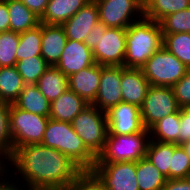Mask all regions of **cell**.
I'll return each mask as SVG.
<instances>
[{
  "mask_svg": "<svg viewBox=\"0 0 190 190\" xmlns=\"http://www.w3.org/2000/svg\"><path fill=\"white\" fill-rule=\"evenodd\" d=\"M41 93L54 101L68 89V77L56 66H49L36 83Z\"/></svg>",
  "mask_w": 190,
  "mask_h": 190,
  "instance_id": "23",
  "label": "cell"
},
{
  "mask_svg": "<svg viewBox=\"0 0 190 190\" xmlns=\"http://www.w3.org/2000/svg\"><path fill=\"white\" fill-rule=\"evenodd\" d=\"M97 38H98V29L97 24L93 26L91 31L88 33V35L85 37L84 43L93 50L94 47L97 45Z\"/></svg>",
  "mask_w": 190,
  "mask_h": 190,
  "instance_id": "43",
  "label": "cell"
},
{
  "mask_svg": "<svg viewBox=\"0 0 190 190\" xmlns=\"http://www.w3.org/2000/svg\"><path fill=\"white\" fill-rule=\"evenodd\" d=\"M141 69L150 86L172 87L185 75L188 67L162 46Z\"/></svg>",
  "mask_w": 190,
  "mask_h": 190,
  "instance_id": "7",
  "label": "cell"
},
{
  "mask_svg": "<svg viewBox=\"0 0 190 190\" xmlns=\"http://www.w3.org/2000/svg\"><path fill=\"white\" fill-rule=\"evenodd\" d=\"M121 66H101L100 84L97 96L91 104L101 111L122 102Z\"/></svg>",
  "mask_w": 190,
  "mask_h": 190,
  "instance_id": "13",
  "label": "cell"
},
{
  "mask_svg": "<svg viewBox=\"0 0 190 190\" xmlns=\"http://www.w3.org/2000/svg\"><path fill=\"white\" fill-rule=\"evenodd\" d=\"M67 40L63 25L42 23L41 56L49 65L58 63Z\"/></svg>",
  "mask_w": 190,
  "mask_h": 190,
  "instance_id": "18",
  "label": "cell"
},
{
  "mask_svg": "<svg viewBox=\"0 0 190 190\" xmlns=\"http://www.w3.org/2000/svg\"><path fill=\"white\" fill-rule=\"evenodd\" d=\"M97 45L92 50L95 63L101 66H123L126 52V28L106 27L98 21Z\"/></svg>",
  "mask_w": 190,
  "mask_h": 190,
  "instance_id": "8",
  "label": "cell"
},
{
  "mask_svg": "<svg viewBox=\"0 0 190 190\" xmlns=\"http://www.w3.org/2000/svg\"><path fill=\"white\" fill-rule=\"evenodd\" d=\"M95 64L92 50L84 43L68 39L55 65L67 77Z\"/></svg>",
  "mask_w": 190,
  "mask_h": 190,
  "instance_id": "14",
  "label": "cell"
},
{
  "mask_svg": "<svg viewBox=\"0 0 190 190\" xmlns=\"http://www.w3.org/2000/svg\"><path fill=\"white\" fill-rule=\"evenodd\" d=\"M136 179L140 190H161L167 181L146 157L136 162Z\"/></svg>",
  "mask_w": 190,
  "mask_h": 190,
  "instance_id": "25",
  "label": "cell"
},
{
  "mask_svg": "<svg viewBox=\"0 0 190 190\" xmlns=\"http://www.w3.org/2000/svg\"><path fill=\"white\" fill-rule=\"evenodd\" d=\"M120 85L123 102L141 107L150 87L142 69L121 66Z\"/></svg>",
  "mask_w": 190,
  "mask_h": 190,
  "instance_id": "16",
  "label": "cell"
},
{
  "mask_svg": "<svg viewBox=\"0 0 190 190\" xmlns=\"http://www.w3.org/2000/svg\"><path fill=\"white\" fill-rule=\"evenodd\" d=\"M11 154L12 142L9 132V104L0 102V163L4 165L11 157Z\"/></svg>",
  "mask_w": 190,
  "mask_h": 190,
  "instance_id": "33",
  "label": "cell"
},
{
  "mask_svg": "<svg viewBox=\"0 0 190 190\" xmlns=\"http://www.w3.org/2000/svg\"><path fill=\"white\" fill-rule=\"evenodd\" d=\"M180 109L171 115L160 119L148 130L151 140L175 143L179 145Z\"/></svg>",
  "mask_w": 190,
  "mask_h": 190,
  "instance_id": "26",
  "label": "cell"
},
{
  "mask_svg": "<svg viewBox=\"0 0 190 190\" xmlns=\"http://www.w3.org/2000/svg\"><path fill=\"white\" fill-rule=\"evenodd\" d=\"M4 165L2 163H0V173L4 170Z\"/></svg>",
  "mask_w": 190,
  "mask_h": 190,
  "instance_id": "46",
  "label": "cell"
},
{
  "mask_svg": "<svg viewBox=\"0 0 190 190\" xmlns=\"http://www.w3.org/2000/svg\"><path fill=\"white\" fill-rule=\"evenodd\" d=\"M101 65L95 63L68 77V89L92 104L100 84Z\"/></svg>",
  "mask_w": 190,
  "mask_h": 190,
  "instance_id": "17",
  "label": "cell"
},
{
  "mask_svg": "<svg viewBox=\"0 0 190 190\" xmlns=\"http://www.w3.org/2000/svg\"><path fill=\"white\" fill-rule=\"evenodd\" d=\"M177 104L180 108L190 107V68L185 75L172 87Z\"/></svg>",
  "mask_w": 190,
  "mask_h": 190,
  "instance_id": "37",
  "label": "cell"
},
{
  "mask_svg": "<svg viewBox=\"0 0 190 190\" xmlns=\"http://www.w3.org/2000/svg\"><path fill=\"white\" fill-rule=\"evenodd\" d=\"M160 25L162 34L190 33V8L166 16Z\"/></svg>",
  "mask_w": 190,
  "mask_h": 190,
  "instance_id": "34",
  "label": "cell"
},
{
  "mask_svg": "<svg viewBox=\"0 0 190 190\" xmlns=\"http://www.w3.org/2000/svg\"><path fill=\"white\" fill-rule=\"evenodd\" d=\"M38 17H42L46 11L49 0H20Z\"/></svg>",
  "mask_w": 190,
  "mask_h": 190,
  "instance_id": "41",
  "label": "cell"
},
{
  "mask_svg": "<svg viewBox=\"0 0 190 190\" xmlns=\"http://www.w3.org/2000/svg\"><path fill=\"white\" fill-rule=\"evenodd\" d=\"M108 133L111 135H128L141 131H149L145 128L140 107L127 102H120L106 111Z\"/></svg>",
  "mask_w": 190,
  "mask_h": 190,
  "instance_id": "12",
  "label": "cell"
},
{
  "mask_svg": "<svg viewBox=\"0 0 190 190\" xmlns=\"http://www.w3.org/2000/svg\"><path fill=\"white\" fill-rule=\"evenodd\" d=\"M150 140L149 131L128 135L108 133L104 148L96 157V163L137 162L146 156Z\"/></svg>",
  "mask_w": 190,
  "mask_h": 190,
  "instance_id": "4",
  "label": "cell"
},
{
  "mask_svg": "<svg viewBox=\"0 0 190 190\" xmlns=\"http://www.w3.org/2000/svg\"><path fill=\"white\" fill-rule=\"evenodd\" d=\"M7 0H0V33L10 31Z\"/></svg>",
  "mask_w": 190,
  "mask_h": 190,
  "instance_id": "42",
  "label": "cell"
},
{
  "mask_svg": "<svg viewBox=\"0 0 190 190\" xmlns=\"http://www.w3.org/2000/svg\"><path fill=\"white\" fill-rule=\"evenodd\" d=\"M178 145L175 143L159 142L150 140L146 152V158L156 167L159 171L169 179V167L171 166V157L174 149Z\"/></svg>",
  "mask_w": 190,
  "mask_h": 190,
  "instance_id": "27",
  "label": "cell"
},
{
  "mask_svg": "<svg viewBox=\"0 0 190 190\" xmlns=\"http://www.w3.org/2000/svg\"><path fill=\"white\" fill-rule=\"evenodd\" d=\"M179 145L190 140V107L180 108Z\"/></svg>",
  "mask_w": 190,
  "mask_h": 190,
  "instance_id": "38",
  "label": "cell"
},
{
  "mask_svg": "<svg viewBox=\"0 0 190 190\" xmlns=\"http://www.w3.org/2000/svg\"><path fill=\"white\" fill-rule=\"evenodd\" d=\"M88 105L90 104L79 95L67 89L57 99L51 102L49 118L60 122L71 123Z\"/></svg>",
  "mask_w": 190,
  "mask_h": 190,
  "instance_id": "19",
  "label": "cell"
},
{
  "mask_svg": "<svg viewBox=\"0 0 190 190\" xmlns=\"http://www.w3.org/2000/svg\"><path fill=\"white\" fill-rule=\"evenodd\" d=\"M190 8V0H152L144 8V17L156 22L180 10Z\"/></svg>",
  "mask_w": 190,
  "mask_h": 190,
  "instance_id": "28",
  "label": "cell"
},
{
  "mask_svg": "<svg viewBox=\"0 0 190 190\" xmlns=\"http://www.w3.org/2000/svg\"><path fill=\"white\" fill-rule=\"evenodd\" d=\"M180 146L184 149V152L190 159V140L183 142L182 144H180Z\"/></svg>",
  "mask_w": 190,
  "mask_h": 190,
  "instance_id": "44",
  "label": "cell"
},
{
  "mask_svg": "<svg viewBox=\"0 0 190 190\" xmlns=\"http://www.w3.org/2000/svg\"><path fill=\"white\" fill-rule=\"evenodd\" d=\"M19 43V33L5 31L0 33V67L16 66V49Z\"/></svg>",
  "mask_w": 190,
  "mask_h": 190,
  "instance_id": "32",
  "label": "cell"
},
{
  "mask_svg": "<svg viewBox=\"0 0 190 190\" xmlns=\"http://www.w3.org/2000/svg\"><path fill=\"white\" fill-rule=\"evenodd\" d=\"M5 175H8V176H5ZM10 175L12 177V174H8V172L5 170H3L0 173V190H30V189L26 188L25 186L21 185L20 183H18L17 179H15V181H14L13 178L9 177ZM7 178L9 179V181Z\"/></svg>",
  "mask_w": 190,
  "mask_h": 190,
  "instance_id": "39",
  "label": "cell"
},
{
  "mask_svg": "<svg viewBox=\"0 0 190 190\" xmlns=\"http://www.w3.org/2000/svg\"><path fill=\"white\" fill-rule=\"evenodd\" d=\"M99 21L106 27L127 28L144 16L140 0H95Z\"/></svg>",
  "mask_w": 190,
  "mask_h": 190,
  "instance_id": "9",
  "label": "cell"
},
{
  "mask_svg": "<svg viewBox=\"0 0 190 190\" xmlns=\"http://www.w3.org/2000/svg\"><path fill=\"white\" fill-rule=\"evenodd\" d=\"M91 171L107 190H140L136 179V162L96 163Z\"/></svg>",
  "mask_w": 190,
  "mask_h": 190,
  "instance_id": "11",
  "label": "cell"
},
{
  "mask_svg": "<svg viewBox=\"0 0 190 190\" xmlns=\"http://www.w3.org/2000/svg\"><path fill=\"white\" fill-rule=\"evenodd\" d=\"M177 104L171 87L150 86L140 107L142 121L146 129L164 117L176 113Z\"/></svg>",
  "mask_w": 190,
  "mask_h": 190,
  "instance_id": "10",
  "label": "cell"
},
{
  "mask_svg": "<svg viewBox=\"0 0 190 190\" xmlns=\"http://www.w3.org/2000/svg\"><path fill=\"white\" fill-rule=\"evenodd\" d=\"M66 190H107L92 171H82Z\"/></svg>",
  "mask_w": 190,
  "mask_h": 190,
  "instance_id": "36",
  "label": "cell"
},
{
  "mask_svg": "<svg viewBox=\"0 0 190 190\" xmlns=\"http://www.w3.org/2000/svg\"><path fill=\"white\" fill-rule=\"evenodd\" d=\"M162 46L190 68V33L162 34Z\"/></svg>",
  "mask_w": 190,
  "mask_h": 190,
  "instance_id": "30",
  "label": "cell"
},
{
  "mask_svg": "<svg viewBox=\"0 0 190 190\" xmlns=\"http://www.w3.org/2000/svg\"><path fill=\"white\" fill-rule=\"evenodd\" d=\"M71 125L86 147L97 157L104 148L108 134L106 112L90 104L71 121Z\"/></svg>",
  "mask_w": 190,
  "mask_h": 190,
  "instance_id": "6",
  "label": "cell"
},
{
  "mask_svg": "<svg viewBox=\"0 0 190 190\" xmlns=\"http://www.w3.org/2000/svg\"><path fill=\"white\" fill-rule=\"evenodd\" d=\"M190 177V159L184 152V149L178 145L171 157V166L169 167V179H182Z\"/></svg>",
  "mask_w": 190,
  "mask_h": 190,
  "instance_id": "35",
  "label": "cell"
},
{
  "mask_svg": "<svg viewBox=\"0 0 190 190\" xmlns=\"http://www.w3.org/2000/svg\"><path fill=\"white\" fill-rule=\"evenodd\" d=\"M160 22L144 16L126 28V52L123 66L141 69L148 59L162 47Z\"/></svg>",
  "mask_w": 190,
  "mask_h": 190,
  "instance_id": "2",
  "label": "cell"
},
{
  "mask_svg": "<svg viewBox=\"0 0 190 190\" xmlns=\"http://www.w3.org/2000/svg\"><path fill=\"white\" fill-rule=\"evenodd\" d=\"M50 65L42 56L27 57L16 62V68L25 84H36Z\"/></svg>",
  "mask_w": 190,
  "mask_h": 190,
  "instance_id": "31",
  "label": "cell"
},
{
  "mask_svg": "<svg viewBox=\"0 0 190 190\" xmlns=\"http://www.w3.org/2000/svg\"><path fill=\"white\" fill-rule=\"evenodd\" d=\"M98 21V5L95 0H91L63 24L67 39L84 42L85 37Z\"/></svg>",
  "mask_w": 190,
  "mask_h": 190,
  "instance_id": "15",
  "label": "cell"
},
{
  "mask_svg": "<svg viewBox=\"0 0 190 190\" xmlns=\"http://www.w3.org/2000/svg\"><path fill=\"white\" fill-rule=\"evenodd\" d=\"M24 86L16 66L0 67V102L14 103Z\"/></svg>",
  "mask_w": 190,
  "mask_h": 190,
  "instance_id": "24",
  "label": "cell"
},
{
  "mask_svg": "<svg viewBox=\"0 0 190 190\" xmlns=\"http://www.w3.org/2000/svg\"><path fill=\"white\" fill-rule=\"evenodd\" d=\"M143 9L152 1V0H140Z\"/></svg>",
  "mask_w": 190,
  "mask_h": 190,
  "instance_id": "45",
  "label": "cell"
},
{
  "mask_svg": "<svg viewBox=\"0 0 190 190\" xmlns=\"http://www.w3.org/2000/svg\"><path fill=\"white\" fill-rule=\"evenodd\" d=\"M49 117L33 114L9 104L12 152L21 146L42 143Z\"/></svg>",
  "mask_w": 190,
  "mask_h": 190,
  "instance_id": "5",
  "label": "cell"
},
{
  "mask_svg": "<svg viewBox=\"0 0 190 190\" xmlns=\"http://www.w3.org/2000/svg\"><path fill=\"white\" fill-rule=\"evenodd\" d=\"M14 104L27 112L49 117L51 102L41 93L36 84H25Z\"/></svg>",
  "mask_w": 190,
  "mask_h": 190,
  "instance_id": "22",
  "label": "cell"
},
{
  "mask_svg": "<svg viewBox=\"0 0 190 190\" xmlns=\"http://www.w3.org/2000/svg\"><path fill=\"white\" fill-rule=\"evenodd\" d=\"M41 144L62 152L82 171H91L96 164V156L86 147L71 123L49 118Z\"/></svg>",
  "mask_w": 190,
  "mask_h": 190,
  "instance_id": "3",
  "label": "cell"
},
{
  "mask_svg": "<svg viewBox=\"0 0 190 190\" xmlns=\"http://www.w3.org/2000/svg\"><path fill=\"white\" fill-rule=\"evenodd\" d=\"M42 23L37 27L19 33V43L16 49V59L41 56Z\"/></svg>",
  "mask_w": 190,
  "mask_h": 190,
  "instance_id": "29",
  "label": "cell"
},
{
  "mask_svg": "<svg viewBox=\"0 0 190 190\" xmlns=\"http://www.w3.org/2000/svg\"><path fill=\"white\" fill-rule=\"evenodd\" d=\"M161 190H190V177L182 179H167Z\"/></svg>",
  "mask_w": 190,
  "mask_h": 190,
  "instance_id": "40",
  "label": "cell"
},
{
  "mask_svg": "<svg viewBox=\"0 0 190 190\" xmlns=\"http://www.w3.org/2000/svg\"><path fill=\"white\" fill-rule=\"evenodd\" d=\"M10 31L22 33L40 25V17L20 0H7Z\"/></svg>",
  "mask_w": 190,
  "mask_h": 190,
  "instance_id": "21",
  "label": "cell"
},
{
  "mask_svg": "<svg viewBox=\"0 0 190 190\" xmlns=\"http://www.w3.org/2000/svg\"><path fill=\"white\" fill-rule=\"evenodd\" d=\"M91 0H49L40 23L63 25Z\"/></svg>",
  "mask_w": 190,
  "mask_h": 190,
  "instance_id": "20",
  "label": "cell"
},
{
  "mask_svg": "<svg viewBox=\"0 0 190 190\" xmlns=\"http://www.w3.org/2000/svg\"><path fill=\"white\" fill-rule=\"evenodd\" d=\"M3 169H14L13 178L30 190H66L82 172L65 154L41 143L16 148Z\"/></svg>",
  "mask_w": 190,
  "mask_h": 190,
  "instance_id": "1",
  "label": "cell"
}]
</instances>
